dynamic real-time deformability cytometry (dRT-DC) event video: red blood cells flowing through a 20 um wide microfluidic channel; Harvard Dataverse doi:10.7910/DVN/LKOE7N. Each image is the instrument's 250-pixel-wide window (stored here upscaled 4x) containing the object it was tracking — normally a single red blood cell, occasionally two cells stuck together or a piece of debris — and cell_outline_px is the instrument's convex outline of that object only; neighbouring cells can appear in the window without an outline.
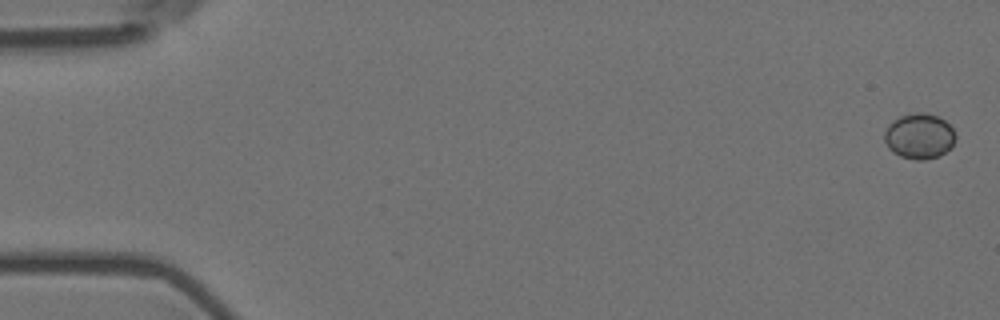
{"species": "Egyptian fruit bat (a non-hibernating species)", "species_latin": "Rousettus aegyptiacus", "temperature_condition": "room temperature", "stored_images_in_passage": 7, "camera_frame_rate_fps": 3000, "um_per_image_px": 0.085, "animal": {"sex": "female"}, "frame": {"image": 1, "passage_image": 1, "time_ms": 0.0, "image_size_px": [1000, 320], "cell_outline_px": [[956, 140], [952, 148], [940, 156], [924, 160], [916, 160], [900, 156], [892, 152], [888, 148], [884, 140], [884, 132], [888, 124], [892, 120], [900, 116], [912, 112], [928, 112], [944, 120], [952, 128], [956, 136]], "centroid_in_image_um": [78.14, 11.57], "position_along_channel_um": 6.9, "area_um2": 19.25}}
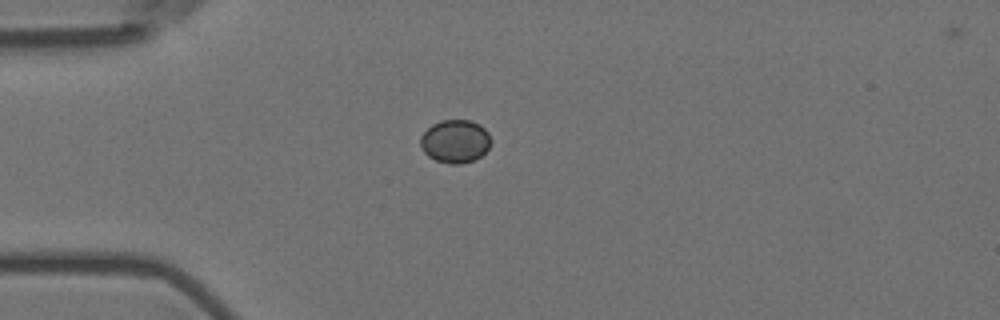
{"frame": {"image": 2, "passage_image": 5, "time_ms": 1.333, "image_size_px": [1000, 320], "cell_outline_px": [[488, 148], [480, 156], [472, 160], [460, 164], [452, 164], [436, 160], [428, 156], [424, 152], [420, 144], [420, 136], [432, 124], [440, 120], [472, 120], [480, 124], [488, 132]], "centroid_in_image_um": [38.65, 11.99], "position_along_channel_um": 46.3, "area_um2": 17.51}}
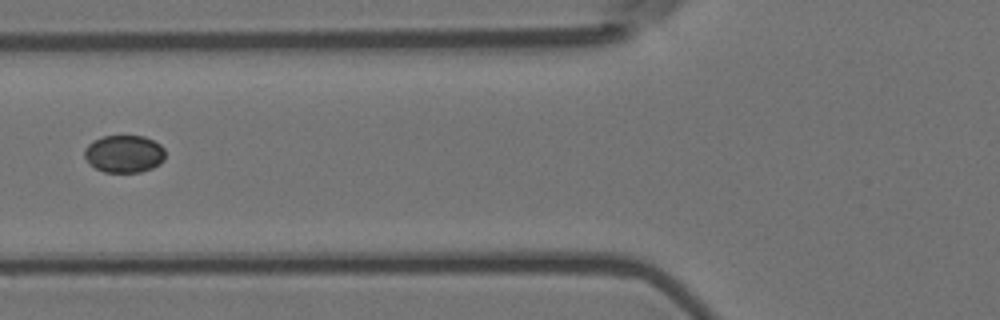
{"frame": {"image": 3, "passage_image": 7, "time_ms": 2.0, "image_size_px": [1000, 320], "cell_outline_px": [[164, 160], [160, 164], [152, 168], [140, 172], [104, 172], [88, 164], [84, 156], [84, 148], [92, 140], [104, 136], [144, 136], [160, 144], [164, 148]], "centroid_in_image_um": [10.53, 13.08], "position_along_channel_um": 115.3, "area_um2": 17.8}}